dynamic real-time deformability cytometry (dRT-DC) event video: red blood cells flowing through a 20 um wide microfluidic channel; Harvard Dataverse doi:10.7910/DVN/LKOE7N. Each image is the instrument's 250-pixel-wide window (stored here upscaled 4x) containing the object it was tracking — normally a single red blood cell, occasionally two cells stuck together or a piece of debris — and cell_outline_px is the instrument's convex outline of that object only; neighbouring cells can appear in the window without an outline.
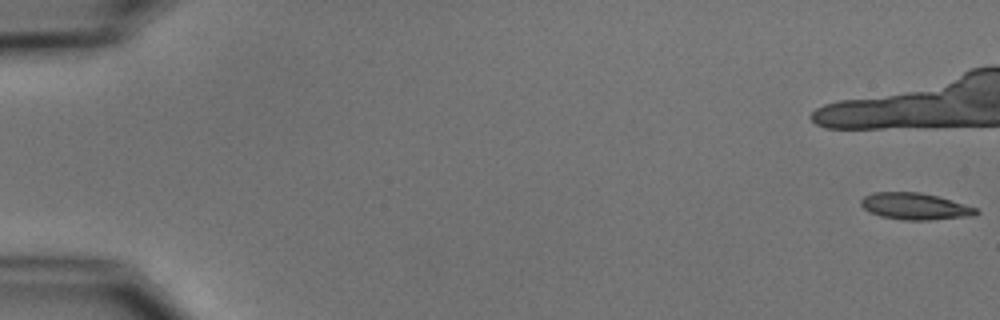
{"species": "common noctule bat (a hibernating species)", "species_latin": "Nyctalus noctula", "temperature_condition": "cold", "stored_images_in_passage": 6, "camera_frame_rate_fps": 3000, "um_per_image_px": 0.085, "animal": {"sex": "male", "body_mass_g": 15.6}, "frame": {"image": 1, "passage_image": 1, "time_ms": 0.0, "image_size_px": [1000, 320], "cell_outline_px": [[980, 212], [976, 216], [928, 220], [904, 220], [880, 216], [864, 208], [860, 204], [860, 200], [864, 196], [872, 192], [920, 192], [936, 196], [964, 204], [976, 208]], "centroid_in_image_um": [77.78, 17.54], "position_along_channel_um": 7.2, "area_um2": 17.86}}